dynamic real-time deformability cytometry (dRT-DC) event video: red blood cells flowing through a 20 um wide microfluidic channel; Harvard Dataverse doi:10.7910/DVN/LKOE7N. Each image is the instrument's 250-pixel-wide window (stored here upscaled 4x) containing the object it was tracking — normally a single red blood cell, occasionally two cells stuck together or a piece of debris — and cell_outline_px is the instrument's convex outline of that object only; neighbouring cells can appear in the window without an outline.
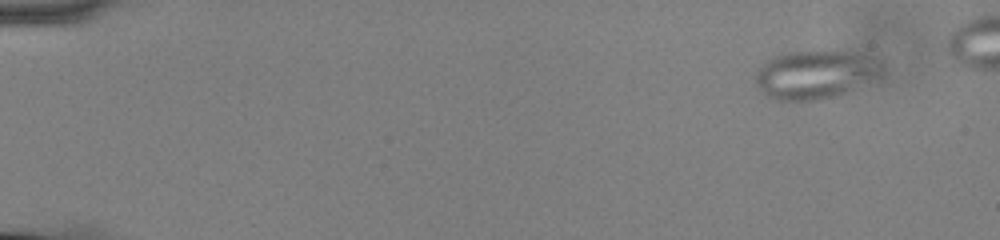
{"species": "common noctule bat (a hibernating species)", "species_latin": "Nyctalus noctula", "temperature_condition": "cold", "stored_images_in_passage": 54, "camera_frame_rate_fps": 3000, "um_per_image_px": 0.085, "animal": {"sex": "male", "body_mass_g": 13.0, "forearm_length_mm": 53.1}, "frame": {"image": 1, "passage_image": 5, "time_ms": 1.333, "image_size_px": [1000, 240], "cell_outline_px": [[884, 76], [832, 96], [816, 100], [780, 100], [768, 96], [756, 84], [756, 72], [768, 60], [776, 56], [788, 52], [848, 52], [872, 56], [884, 60]], "centroid_in_image_um": [69.4, 6.32], "position_along_channel_um": 15.6, "area_um2": 35.26}}
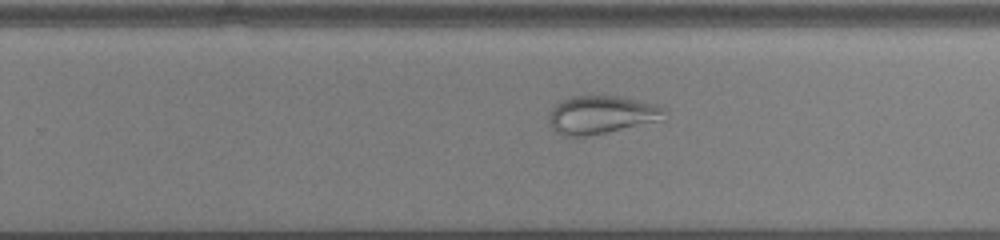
{"frame": {"image": 2, "passage_image": 38, "time_ms": 12.333, "image_size_px": [1000, 240], "cell_outline_px": [[668, 120], [588, 136], [564, 136], [556, 132], [548, 124], [548, 112], [556, 104], [572, 96], [616, 96], [656, 104], [664, 108]], "centroid_in_image_um": [51.15, 9.78], "position_along_channel_um": 278.6, "area_um2": 26.07}}
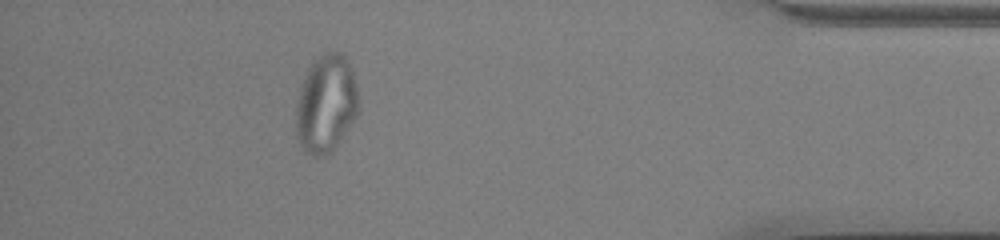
{"frame": {"image": 3, "passage_image": 52, "time_ms": 17.0, "image_size_px": [1000, 240], "cell_outline_px": [[360, 112], [332, 152], [316, 156], [312, 156], [304, 152], [300, 148], [296, 136], [296, 104], [300, 84], [308, 68], [324, 52], [340, 52], [348, 60], [352, 68], [356, 84], [360, 104]], "centroid_in_image_um": [27.72, 8.85], "position_along_channel_um": 407.5, "area_um2": 36.3}}